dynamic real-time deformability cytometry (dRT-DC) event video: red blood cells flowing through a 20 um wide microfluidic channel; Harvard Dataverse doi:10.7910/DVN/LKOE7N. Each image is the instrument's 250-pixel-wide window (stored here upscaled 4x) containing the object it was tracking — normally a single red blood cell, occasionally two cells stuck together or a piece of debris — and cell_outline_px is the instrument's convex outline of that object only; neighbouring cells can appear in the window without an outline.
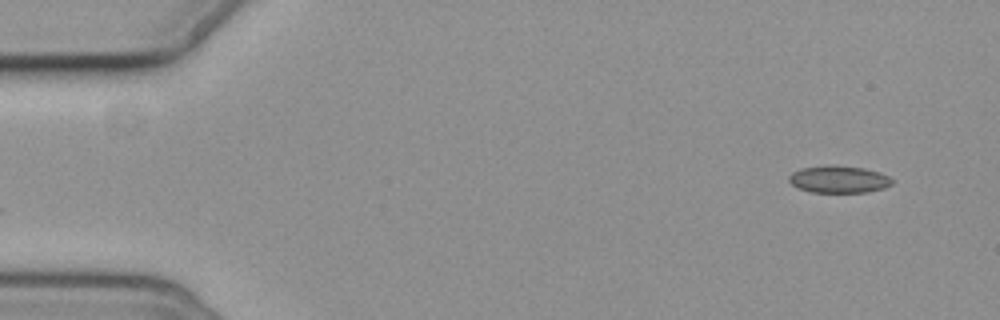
{"species": "common noctule bat (a hibernating species)", "species_latin": "Nyctalus noctula", "temperature_condition": "cold", "stored_images_in_passage": 3, "camera_frame_rate_fps": 3000, "um_per_image_px": 0.085, "animal": {"sex": "female", "body_mass_g": 19.3, "forearm_length_mm": 54.1}, "frame": {"image": 1, "passage_image": 1, "time_ms": 0.0, "image_size_px": [1000, 320], "cell_outline_px": [[896, 180], [892, 184], [884, 188], [868, 192], [812, 192], [800, 188], [792, 184], [788, 180], [788, 176], [792, 172], [800, 168], [824, 164], [836, 164], [864, 168], [880, 172]], "centroid_in_image_um": [71.31, 15.21], "position_along_channel_um": 13.7, "area_um2": 16.7}}